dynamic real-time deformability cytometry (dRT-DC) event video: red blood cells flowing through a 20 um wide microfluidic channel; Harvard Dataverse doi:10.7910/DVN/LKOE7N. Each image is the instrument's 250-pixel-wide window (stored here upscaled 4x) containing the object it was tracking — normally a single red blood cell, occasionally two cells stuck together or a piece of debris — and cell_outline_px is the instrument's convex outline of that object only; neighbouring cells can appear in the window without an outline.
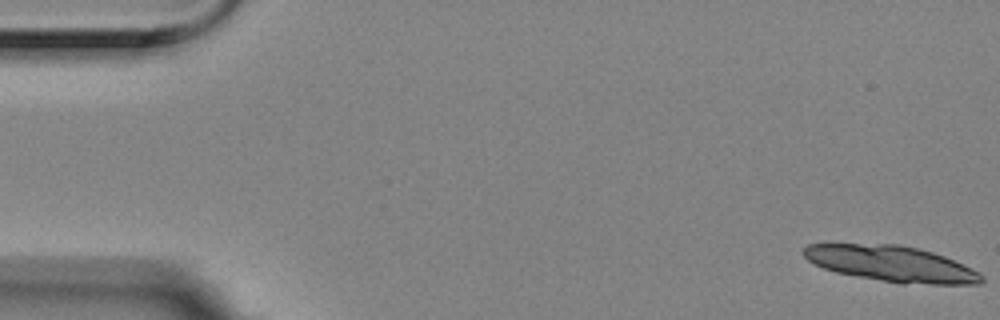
{"species": "Egyptian fruit bat (a non-hibernating species)", "species_latin": "Rousettus aegyptiacus", "temperature_condition": "room temperature", "stored_images_in_passage": 9, "camera_frame_rate_fps": 3000, "um_per_image_px": 0.085, "animal": {"sex": "female"}, "frame": {"image": 1, "passage_image": 1, "time_ms": 0.0, "image_size_px": [1000, 320], "cell_outline_px": [[984, 280], [980, 284], [900, 284], [836, 272], [824, 268], [808, 260], [804, 256], [804, 248], [808, 244], [900, 244], [932, 252], [944, 256], [972, 268], [980, 272], [984, 276]], "centroid_in_image_um": [75.82, 22.43], "position_along_channel_um": 9.2, "area_um2": 37.05}}
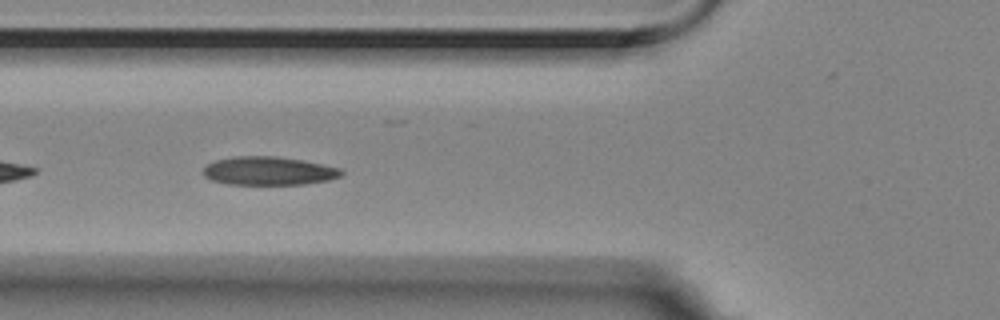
{"frame": {"image": 2, "passage_image": 7, "time_ms": 2.0, "image_size_px": [1000, 320], "cell_outline_px": [[344, 172], [340, 176], [328, 180], [304, 184], [228, 184], [212, 180], [204, 176], [204, 168], [208, 164], [216, 160], [232, 156], [276, 156], [300, 160], [340, 168]], "centroid_in_image_um": [22.82, 14.52], "position_along_channel_um": 103.0, "area_um2": 22.66}}
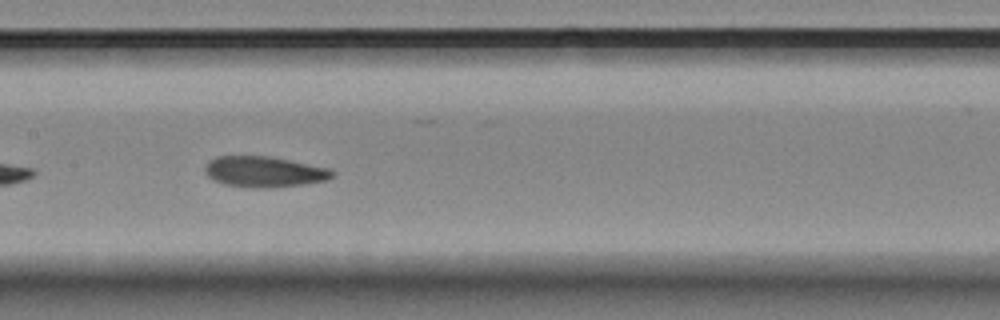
{"frame": {"image": 3, "passage_image": 9, "time_ms": 2.667, "image_size_px": [1000, 320], "cell_outline_px": [[336, 176], [328, 180], [304, 184], [268, 188], [252, 188], [224, 184], [212, 180], [204, 172], [204, 168], [208, 160], [216, 156], [268, 156], [332, 168], [336, 172]], "centroid_in_image_um": [22.48, 14.6], "position_along_channel_um": 184.9, "area_um2": 23.24}}